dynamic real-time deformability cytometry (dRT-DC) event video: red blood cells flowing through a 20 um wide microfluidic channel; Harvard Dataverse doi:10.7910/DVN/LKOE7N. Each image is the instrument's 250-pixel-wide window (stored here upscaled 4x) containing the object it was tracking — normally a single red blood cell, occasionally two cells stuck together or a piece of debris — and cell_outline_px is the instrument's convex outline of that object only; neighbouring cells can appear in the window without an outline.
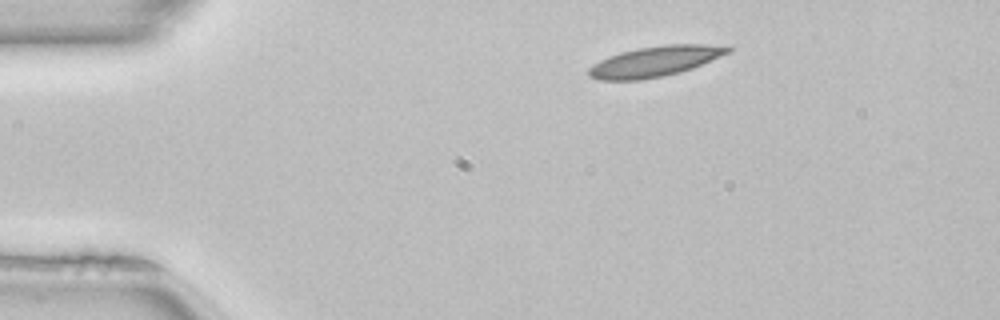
{"species": "common noctule bat (a hibernating species)", "species_latin": "Nyctalus noctula", "temperature_condition": "room temperature", "stored_images_in_passage": 43, "camera_frame_rate_fps": 3000, "um_per_image_px": 0.085, "animal": {"sex": "female", "body_mass_g": 22.7, "forearm_length_mm": 54.2}, "frame": {"image": 1, "passage_image": 1, "time_ms": 0.0, "image_size_px": [1000, 320], "cell_outline_px": [[732, 52], [692, 68], [680, 72], [664, 76], [640, 80], [600, 80], [588, 76], [588, 68], [592, 64], [608, 56], [620, 52], [636, 48], [664, 44], [704, 44], [732, 48]], "centroid_in_image_um": [55.64, 5.22], "position_along_channel_um": 29.4, "area_um2": 24.74}}
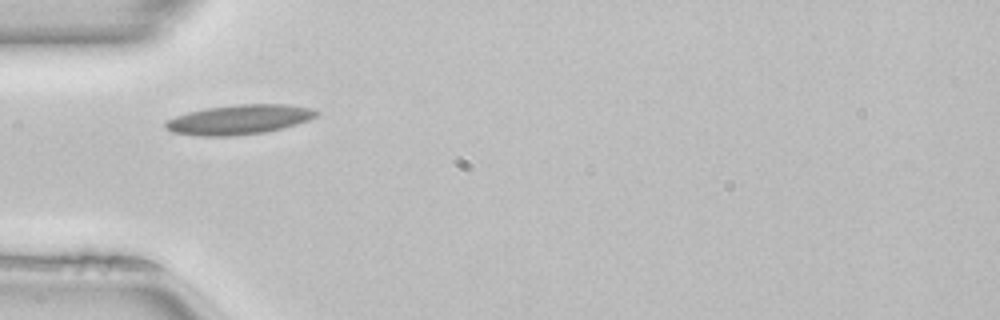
{"frame": {"image": 2, "passage_image": 8, "time_ms": 2.333, "image_size_px": [1000, 320], "cell_outline_px": [[320, 112], [316, 116], [308, 120], [284, 128], [264, 132], [236, 136], [200, 136], [172, 132], [164, 128], [164, 124], [168, 120], [176, 116], [188, 112], [208, 108], [240, 104], [288, 104], [316, 108]], "centroid_in_image_um": [20.37, 10.16], "position_along_channel_um": 64.6, "area_um2": 26.18}}
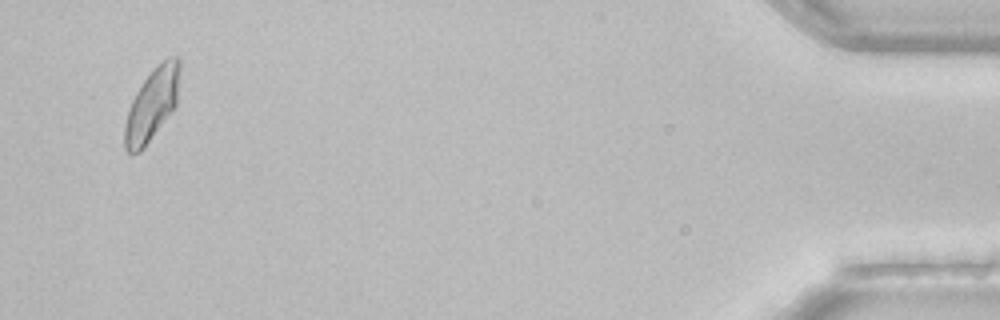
{"frame": {"image": 3, "passage_image": 41, "time_ms": 13.333, "image_size_px": [1000, 320], "cell_outline_px": [[180, 72], [176, 104], [144, 148], [140, 152], [128, 152], [124, 148], [124, 124], [128, 108], [136, 92], [144, 80], [168, 56], [180, 56]], "centroid_in_image_um": [12.91, 8.88], "position_along_channel_um": 422.3, "area_um2": 22.77}, "authors_computed_cell_mechanics": {"area_um2": 22.9466, "velocity_mm_per_s": 4.0214, "shape_relaxation_time_tau1_ms": null, "shape_relaxation_time_tau2_ms": 4.8487, "deformation_change_tau1": null, "deformation_change_tau2": 0.0986}}